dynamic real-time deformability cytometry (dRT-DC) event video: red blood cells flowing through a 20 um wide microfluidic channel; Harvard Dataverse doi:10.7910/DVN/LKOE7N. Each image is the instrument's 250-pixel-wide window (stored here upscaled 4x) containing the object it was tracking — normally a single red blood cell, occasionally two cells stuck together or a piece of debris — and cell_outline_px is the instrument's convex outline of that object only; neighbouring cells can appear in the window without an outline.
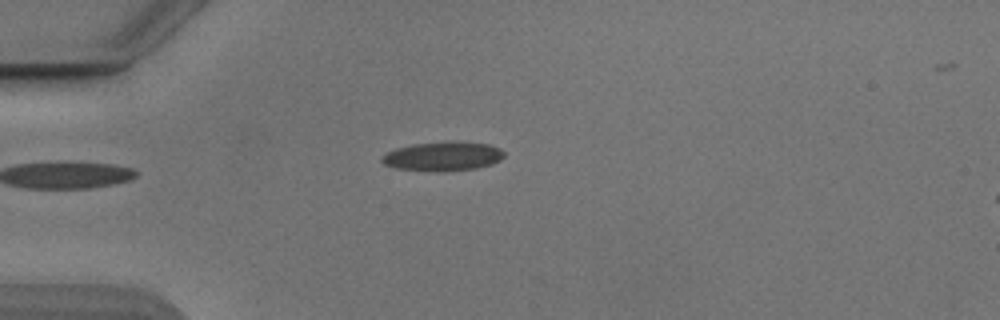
{"species": "Egyptian fruit bat (a non-hibernating species)", "species_latin": "Rousettus aegyptiacus", "temperature_condition": "cold", "stored_images_in_passage": 40, "camera_frame_rate_fps": 3000, "um_per_image_px": 0.085, "animal": {"sex": "male"}, "frame": {"image": 1, "passage_image": 1, "time_ms": 0.0, "image_size_px": [1000, 320], "cell_outline_px": [[504, 156], [500, 160], [492, 164], [476, 168], [444, 172], [436, 172], [396, 168], [384, 164], [380, 160], [380, 156], [396, 148], [412, 144], [452, 140], [488, 144], [500, 148], [504, 152]], "centroid_in_image_um": [37.64, 13.28], "position_along_channel_um": 47.4, "area_um2": 21.15}}
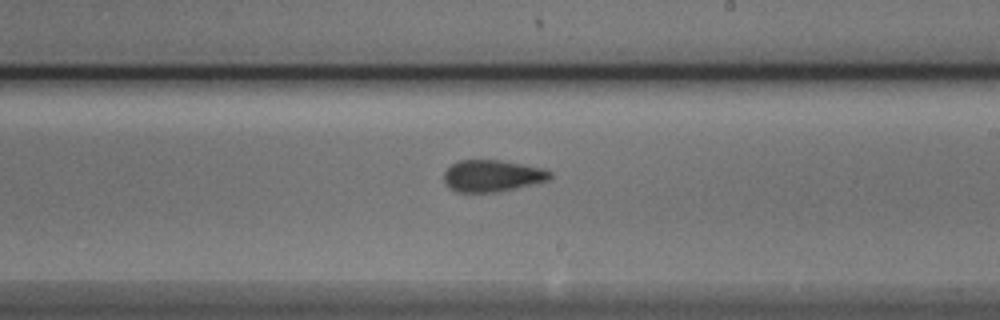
{"frame": {"image": 2, "passage_image": 18, "time_ms": 5.667, "image_size_px": [1000, 320], "cell_outline_px": [[552, 180], [516, 188], [496, 192], [456, 192], [448, 188], [444, 180], [444, 172], [452, 164], [460, 160], [500, 160], [544, 168], [552, 172]], "centroid_in_image_um": [41.87, 14.95], "position_along_channel_um": 247.1, "area_um2": 19.83}}
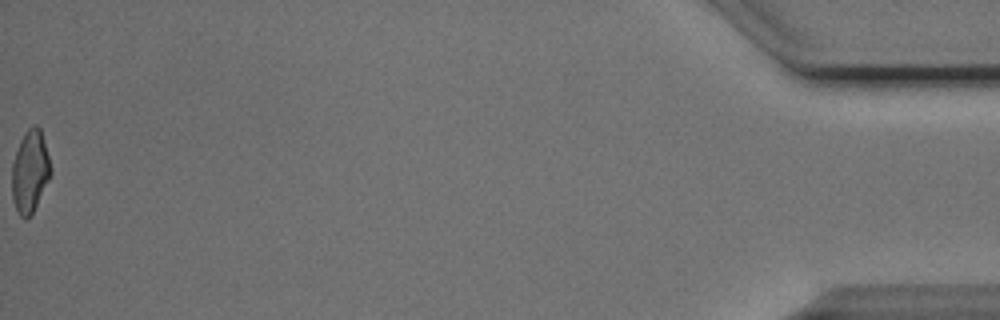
{"frame": {"image": 3, "passage_image": 40, "time_ms": 13.0, "image_size_px": [1000, 320], "cell_outline_px": [[52, 172], [32, 212], [24, 220], [20, 216], [16, 208], [12, 196], [12, 164], [20, 140], [24, 132], [32, 124], [36, 124], [40, 128], [52, 168]], "centroid_in_image_um": [2.55, 14.52], "position_along_channel_um": 432.7, "area_um2": 18.32}, "authors_computed_cell_mechanics": {"area_um2": 19.4208, "velocity_mm_per_s": 3.876, "shape_relaxation_time_tau1_ms": 4.5311, "shape_relaxation_time_tau2_ms": 1.2385, "deformation_change_tau1": 0.1607, "deformation_change_tau2": 0.0998}}